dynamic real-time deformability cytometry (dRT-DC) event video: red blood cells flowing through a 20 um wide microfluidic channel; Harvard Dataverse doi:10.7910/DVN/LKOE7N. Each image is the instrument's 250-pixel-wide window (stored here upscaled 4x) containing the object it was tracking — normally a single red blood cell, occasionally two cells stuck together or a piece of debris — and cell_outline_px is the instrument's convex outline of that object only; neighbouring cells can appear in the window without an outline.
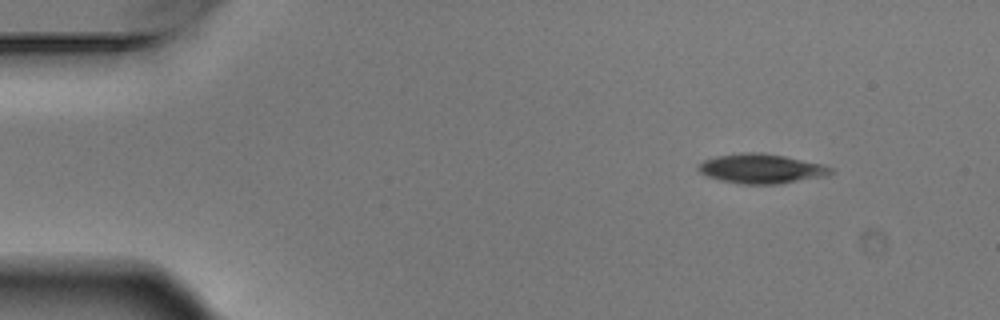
{"species": "Egyptian fruit bat (a non-hibernating species)", "species_latin": "Rousettus aegyptiacus", "temperature_condition": "warm", "stored_images_in_passage": 5, "camera_frame_rate_fps": 3000, "um_per_image_px": 0.085, "animal": {"sex": "male"}, "frame": {"image": 1, "passage_image": 1, "time_ms": 0.0, "image_size_px": [1000, 320], "cell_outline_px": [[836, 172], [828, 176], [780, 184], [744, 184], [720, 180], [708, 176], [700, 172], [696, 168], [704, 160], [716, 156], [740, 152], [764, 152], [824, 164], [832, 168]], "centroid_in_image_um": [64.77, 14.33], "position_along_channel_um": 20.2, "area_um2": 23.06}}
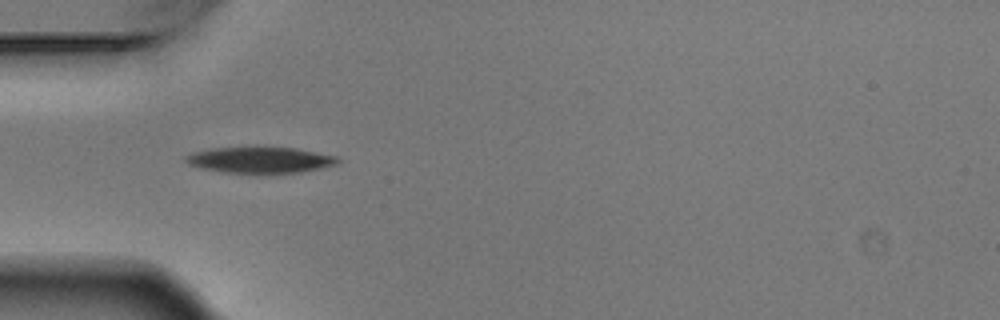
{"frame": {"image": 2, "passage_image": 4, "time_ms": 1.0, "image_size_px": [1000, 320], "cell_outline_px": [[340, 160], [336, 164], [320, 168], [300, 172], [224, 172], [200, 168], [188, 164], [184, 160], [184, 156], [192, 152], [212, 148], [292, 148], [336, 156]], "centroid_in_image_um": [22.04, 13.59], "position_along_channel_um": 63.0, "area_um2": 22.43}}
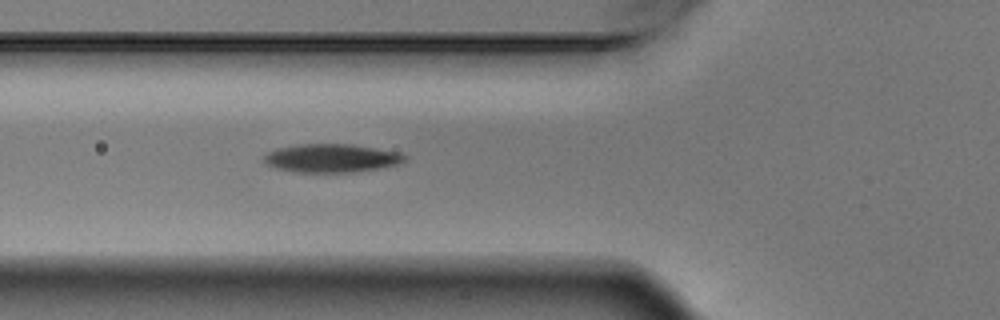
{"frame": {"image": 3, "passage_image": 5, "time_ms": 1.333, "image_size_px": [1000, 320], "cell_outline_px": [[408, 160], [396, 164], [380, 168], [352, 172], [296, 172], [276, 168], [268, 164], [264, 160], [264, 156], [268, 152], [276, 148], [296, 144], [352, 144], [400, 152], [408, 156]], "centroid_in_image_um": [28.2, 13.43], "position_along_channel_um": 97.6, "area_um2": 23.35}}